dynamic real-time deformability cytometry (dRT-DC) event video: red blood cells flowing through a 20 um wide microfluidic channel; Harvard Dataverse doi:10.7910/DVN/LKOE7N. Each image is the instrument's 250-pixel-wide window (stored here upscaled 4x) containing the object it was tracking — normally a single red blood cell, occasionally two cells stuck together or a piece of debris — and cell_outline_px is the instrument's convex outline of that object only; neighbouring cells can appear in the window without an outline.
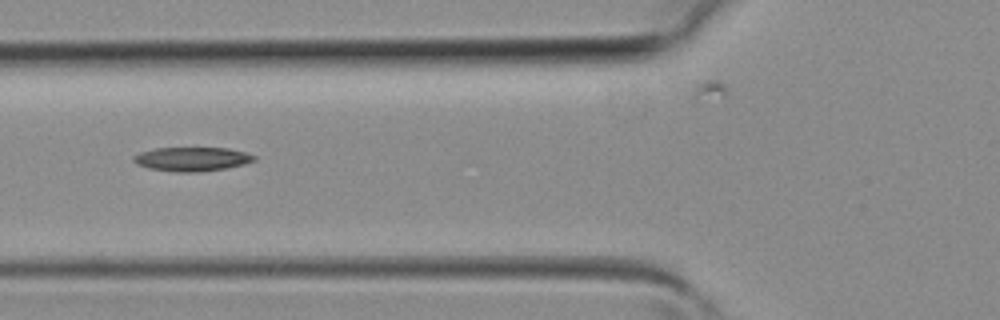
{"species": "common noctule bat (a hibernating species)", "species_latin": "Nyctalus noctula", "temperature_condition": "room temperature", "stored_images_in_passage": 6, "camera_frame_rate_fps": 3000, "um_per_image_px": 0.085, "animal": {"sex": "female", "body_mass_g": 19.3, "forearm_length_mm": 54.1}, "frame": {"image": 1, "passage_image": 5, "time_ms": 1.333, "image_size_px": [1000, 320], "cell_outline_px": [[256, 160], [244, 164], [224, 168], [196, 172], [176, 172], [148, 168], [136, 164], [132, 160], [132, 156], [140, 152], [156, 148], [228, 148], [244, 152], [256, 156]], "centroid_in_image_um": [16.28, 13.52], "position_along_channel_um": 109.5, "area_um2": 16.82}}
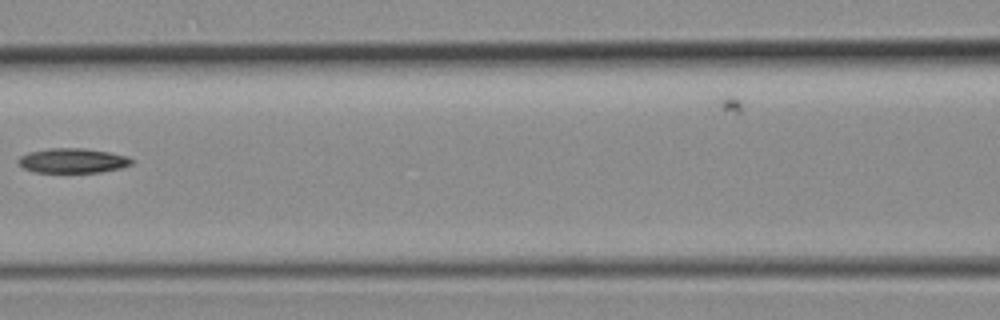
{"frame": {"image": 2, "passage_image": 6, "time_ms": 1.667, "image_size_px": [1000, 320], "cell_outline_px": [[136, 160], [132, 164], [120, 168], [100, 172], [32, 172], [24, 168], [16, 160], [20, 156], [28, 152], [48, 148], [84, 148], [108, 152], [128, 156]], "centroid_in_image_um": [6.18, 13.65], "position_along_channel_um": 160.4, "area_um2": 16.42}}